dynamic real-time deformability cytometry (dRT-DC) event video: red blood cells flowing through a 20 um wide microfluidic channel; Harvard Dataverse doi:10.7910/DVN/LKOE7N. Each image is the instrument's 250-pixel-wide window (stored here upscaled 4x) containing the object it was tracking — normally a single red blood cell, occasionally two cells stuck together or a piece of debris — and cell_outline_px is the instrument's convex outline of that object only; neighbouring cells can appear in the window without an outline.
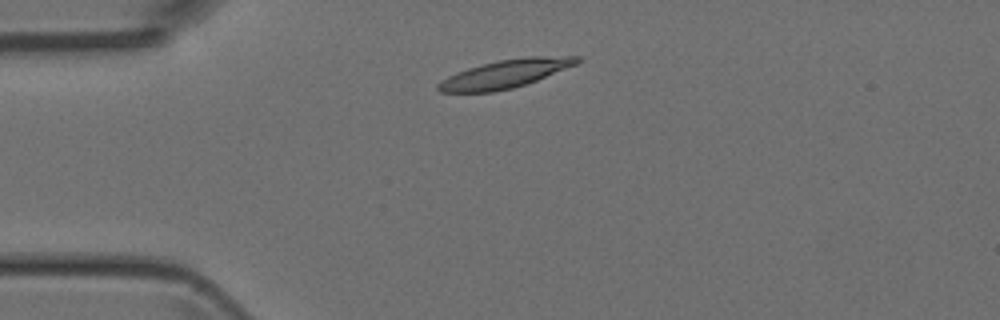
{"species": "Egyptian fruit bat (a non-hibernating species)", "species_latin": "Rousettus aegyptiacus", "temperature_condition": "room temperature", "stored_images_in_passage": 36, "camera_frame_rate_fps": 3000, "um_per_image_px": 0.085, "animal": {"sex": "female"}, "frame": {"image": 1, "passage_image": 1, "time_ms": 0.0, "image_size_px": [1000, 320], "cell_outline_px": [[584, 60], [576, 64], [536, 80], [512, 88], [492, 92], [440, 92], [436, 88], [436, 84], [448, 76], [456, 72], [468, 68], [500, 60], [528, 56], [580, 56]], "centroid_in_image_um": [42.94, 6.27], "position_along_channel_um": 42.1, "area_um2": 22.6}}
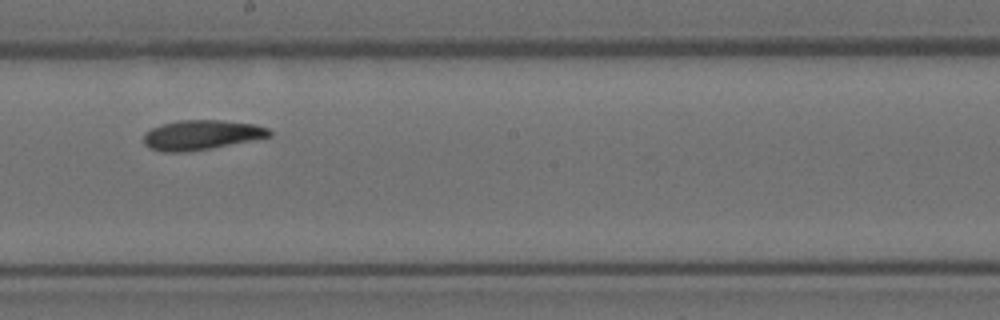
{"frame": {"image": 2, "passage_image": 16, "time_ms": 5.0, "image_size_px": [1000, 320], "cell_outline_px": [[272, 136], [252, 140], [208, 148], [184, 152], [160, 152], [148, 148], [144, 144], [144, 132], [152, 128], [176, 120], [220, 120], [256, 124], [268, 128], [272, 132]], "centroid_in_image_um": [17.1, 11.46], "position_along_channel_um": 231.1, "area_um2": 21.73}}
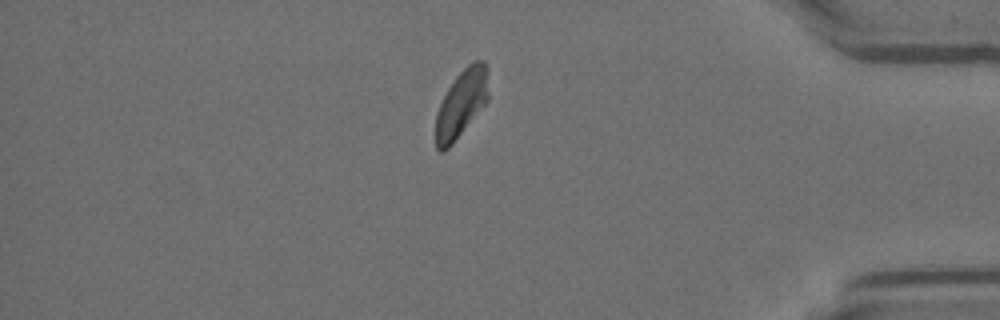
{"frame": {"image": 3, "passage_image": 30, "time_ms": 9.667, "image_size_px": [1000, 320], "cell_outline_px": [[488, 100], [452, 144], [444, 152], [440, 152], [436, 148], [436, 116], [440, 104], [448, 88], [456, 76], [472, 60], [484, 60], [488, 68]], "centroid_in_image_um": [39.23, 8.77], "position_along_channel_um": 396.0, "area_um2": 20.63}}